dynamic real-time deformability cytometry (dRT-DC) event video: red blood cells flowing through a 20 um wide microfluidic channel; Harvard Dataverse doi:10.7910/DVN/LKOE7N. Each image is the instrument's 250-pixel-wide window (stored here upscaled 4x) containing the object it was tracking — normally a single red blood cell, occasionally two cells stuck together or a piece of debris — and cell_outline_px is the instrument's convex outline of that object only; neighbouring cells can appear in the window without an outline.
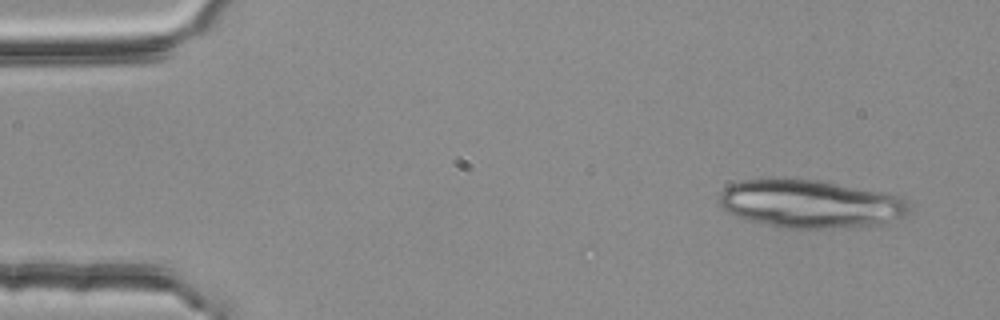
{"species": "common noctule bat (a hibernating species)", "species_latin": "Nyctalus noctula", "temperature_condition": "room temperature", "stored_images_in_passage": 3, "camera_frame_rate_fps": 3000, "um_per_image_px": 0.085, "animal": {"sex": "female", "body_mass_g": 25.1}, "frame": {"image": 1, "passage_image": 1, "time_ms": 0.0, "image_size_px": [1000, 320], "cell_outline_px": [[912, 212], [884, 228], [788, 228], [748, 220], [736, 216], [728, 212], [720, 204], [720, 192], [728, 184], [744, 180], [780, 176], [788, 176], [816, 180], [904, 196], [908, 200]], "centroid_in_image_um": [69.0, 17.33], "position_along_channel_um": 16.0, "area_um2": 55.08}}